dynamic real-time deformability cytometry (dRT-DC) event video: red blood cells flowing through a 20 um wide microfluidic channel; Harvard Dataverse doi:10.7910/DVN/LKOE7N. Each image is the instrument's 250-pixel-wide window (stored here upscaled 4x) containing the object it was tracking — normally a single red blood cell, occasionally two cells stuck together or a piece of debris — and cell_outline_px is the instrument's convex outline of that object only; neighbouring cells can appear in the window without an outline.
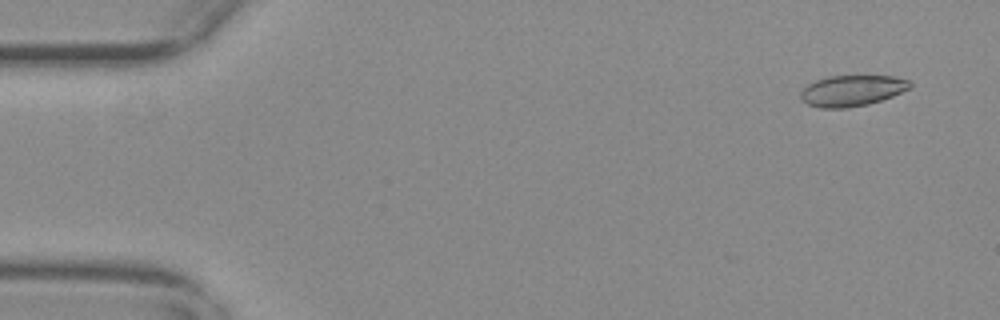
{"species": "common noctule bat (a hibernating species)", "species_latin": "Nyctalus noctula", "temperature_condition": "warm", "stored_images_in_passage": 8, "camera_frame_rate_fps": 3000, "um_per_image_px": 0.085, "animal": {"sex": "female", "body_mass_g": 29.2, "forearm_length_mm": 56.3}, "frame": {"image": 1, "passage_image": 2, "time_ms": 0.333, "image_size_px": [1000, 320], "cell_outline_px": [[912, 88], [892, 96], [868, 104], [848, 108], [820, 108], [808, 104], [800, 100], [800, 92], [808, 84], [816, 80], [828, 76], [892, 76], [908, 80], [912, 84]], "centroid_in_image_um": [72.41, 7.71], "position_along_channel_um": 12.6, "area_um2": 19.77}}